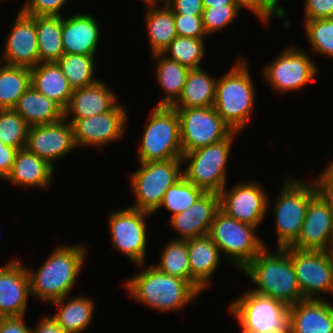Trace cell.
Here are the masks:
<instances>
[{"mask_svg": "<svg viewBox=\"0 0 333 333\" xmlns=\"http://www.w3.org/2000/svg\"><path fill=\"white\" fill-rule=\"evenodd\" d=\"M53 250L37 271L27 268L31 297L47 303L70 294L87 256L84 244L58 245Z\"/></svg>", "mask_w": 333, "mask_h": 333, "instance_id": "cell-1", "label": "cell"}, {"mask_svg": "<svg viewBox=\"0 0 333 333\" xmlns=\"http://www.w3.org/2000/svg\"><path fill=\"white\" fill-rule=\"evenodd\" d=\"M265 247L242 271L257 286L250 289L291 306L304 300L291 261V247Z\"/></svg>", "mask_w": 333, "mask_h": 333, "instance_id": "cell-2", "label": "cell"}, {"mask_svg": "<svg viewBox=\"0 0 333 333\" xmlns=\"http://www.w3.org/2000/svg\"><path fill=\"white\" fill-rule=\"evenodd\" d=\"M123 284L129 297L162 313L182 310L200 294L188 281L165 274L153 264Z\"/></svg>", "mask_w": 333, "mask_h": 333, "instance_id": "cell-3", "label": "cell"}, {"mask_svg": "<svg viewBox=\"0 0 333 333\" xmlns=\"http://www.w3.org/2000/svg\"><path fill=\"white\" fill-rule=\"evenodd\" d=\"M247 60L238 58L217 78L214 108L233 132L240 133L251 120L256 90Z\"/></svg>", "mask_w": 333, "mask_h": 333, "instance_id": "cell-4", "label": "cell"}, {"mask_svg": "<svg viewBox=\"0 0 333 333\" xmlns=\"http://www.w3.org/2000/svg\"><path fill=\"white\" fill-rule=\"evenodd\" d=\"M245 291L227 311L236 318L241 333H289V305L250 289Z\"/></svg>", "mask_w": 333, "mask_h": 333, "instance_id": "cell-5", "label": "cell"}, {"mask_svg": "<svg viewBox=\"0 0 333 333\" xmlns=\"http://www.w3.org/2000/svg\"><path fill=\"white\" fill-rule=\"evenodd\" d=\"M285 178L277 200L272 204L276 223V248L291 246L298 239L310 200L317 194L313 181L306 183L301 179Z\"/></svg>", "mask_w": 333, "mask_h": 333, "instance_id": "cell-6", "label": "cell"}, {"mask_svg": "<svg viewBox=\"0 0 333 333\" xmlns=\"http://www.w3.org/2000/svg\"><path fill=\"white\" fill-rule=\"evenodd\" d=\"M238 132H233L227 139L182 155L183 177L205 192L220 193L226 186V165L231 147Z\"/></svg>", "mask_w": 333, "mask_h": 333, "instance_id": "cell-7", "label": "cell"}, {"mask_svg": "<svg viewBox=\"0 0 333 333\" xmlns=\"http://www.w3.org/2000/svg\"><path fill=\"white\" fill-rule=\"evenodd\" d=\"M181 165V158L140 163L130 176L135 203L129 207L155 214L166 190L183 176Z\"/></svg>", "mask_w": 333, "mask_h": 333, "instance_id": "cell-8", "label": "cell"}, {"mask_svg": "<svg viewBox=\"0 0 333 333\" xmlns=\"http://www.w3.org/2000/svg\"><path fill=\"white\" fill-rule=\"evenodd\" d=\"M142 134L137 154L140 163L182 158L180 119L176 109L155 106Z\"/></svg>", "mask_w": 333, "mask_h": 333, "instance_id": "cell-9", "label": "cell"}, {"mask_svg": "<svg viewBox=\"0 0 333 333\" xmlns=\"http://www.w3.org/2000/svg\"><path fill=\"white\" fill-rule=\"evenodd\" d=\"M256 226L242 223L219 210L210 226L208 235L227 256L243 270L267 245L256 235Z\"/></svg>", "mask_w": 333, "mask_h": 333, "instance_id": "cell-10", "label": "cell"}, {"mask_svg": "<svg viewBox=\"0 0 333 333\" xmlns=\"http://www.w3.org/2000/svg\"><path fill=\"white\" fill-rule=\"evenodd\" d=\"M180 119L183 154L227 139L232 129L214 107L173 108Z\"/></svg>", "mask_w": 333, "mask_h": 333, "instance_id": "cell-11", "label": "cell"}, {"mask_svg": "<svg viewBox=\"0 0 333 333\" xmlns=\"http://www.w3.org/2000/svg\"><path fill=\"white\" fill-rule=\"evenodd\" d=\"M307 52L292 45L286 47L264 67L263 78L279 93L301 89L318 74V65Z\"/></svg>", "mask_w": 333, "mask_h": 333, "instance_id": "cell-12", "label": "cell"}, {"mask_svg": "<svg viewBox=\"0 0 333 333\" xmlns=\"http://www.w3.org/2000/svg\"><path fill=\"white\" fill-rule=\"evenodd\" d=\"M151 213L127 207L110 213L109 232L113 249L127 256L139 268H143L146 259V218Z\"/></svg>", "mask_w": 333, "mask_h": 333, "instance_id": "cell-13", "label": "cell"}, {"mask_svg": "<svg viewBox=\"0 0 333 333\" xmlns=\"http://www.w3.org/2000/svg\"><path fill=\"white\" fill-rule=\"evenodd\" d=\"M291 261L304 299L333 296L332 251L300 250L291 247Z\"/></svg>", "mask_w": 333, "mask_h": 333, "instance_id": "cell-14", "label": "cell"}, {"mask_svg": "<svg viewBox=\"0 0 333 333\" xmlns=\"http://www.w3.org/2000/svg\"><path fill=\"white\" fill-rule=\"evenodd\" d=\"M267 194L262 185L254 181L239 182L229 191L225 186L219 193L220 210L258 229L267 211L270 210L271 202Z\"/></svg>", "mask_w": 333, "mask_h": 333, "instance_id": "cell-15", "label": "cell"}, {"mask_svg": "<svg viewBox=\"0 0 333 333\" xmlns=\"http://www.w3.org/2000/svg\"><path fill=\"white\" fill-rule=\"evenodd\" d=\"M125 109L118 103L106 113L76 119L72 123L76 147L96 146L100 149L107 143L122 139L128 122Z\"/></svg>", "mask_w": 333, "mask_h": 333, "instance_id": "cell-16", "label": "cell"}, {"mask_svg": "<svg viewBox=\"0 0 333 333\" xmlns=\"http://www.w3.org/2000/svg\"><path fill=\"white\" fill-rule=\"evenodd\" d=\"M72 124L62 120L44 125L31 126L28 129L25 148L39 158L45 159L52 166L75 149Z\"/></svg>", "mask_w": 333, "mask_h": 333, "instance_id": "cell-17", "label": "cell"}, {"mask_svg": "<svg viewBox=\"0 0 333 333\" xmlns=\"http://www.w3.org/2000/svg\"><path fill=\"white\" fill-rule=\"evenodd\" d=\"M290 247L300 250H333V216L330 206L319 194L310 200L300 236Z\"/></svg>", "mask_w": 333, "mask_h": 333, "instance_id": "cell-18", "label": "cell"}, {"mask_svg": "<svg viewBox=\"0 0 333 333\" xmlns=\"http://www.w3.org/2000/svg\"><path fill=\"white\" fill-rule=\"evenodd\" d=\"M4 46L1 63L30 69L40 63L35 16L19 10Z\"/></svg>", "mask_w": 333, "mask_h": 333, "instance_id": "cell-19", "label": "cell"}, {"mask_svg": "<svg viewBox=\"0 0 333 333\" xmlns=\"http://www.w3.org/2000/svg\"><path fill=\"white\" fill-rule=\"evenodd\" d=\"M18 258L0 266V317L25 316L30 298L27 266Z\"/></svg>", "mask_w": 333, "mask_h": 333, "instance_id": "cell-20", "label": "cell"}, {"mask_svg": "<svg viewBox=\"0 0 333 333\" xmlns=\"http://www.w3.org/2000/svg\"><path fill=\"white\" fill-rule=\"evenodd\" d=\"M219 210V194L205 192L193 205L170 217L171 227L178 232L174 239L188 240L208 235Z\"/></svg>", "mask_w": 333, "mask_h": 333, "instance_id": "cell-21", "label": "cell"}, {"mask_svg": "<svg viewBox=\"0 0 333 333\" xmlns=\"http://www.w3.org/2000/svg\"><path fill=\"white\" fill-rule=\"evenodd\" d=\"M118 98L106 82L99 79L96 83L73 89L68 106L64 109V118L72 124L76 119L100 115L111 111ZM72 115V116H71Z\"/></svg>", "mask_w": 333, "mask_h": 333, "instance_id": "cell-22", "label": "cell"}, {"mask_svg": "<svg viewBox=\"0 0 333 333\" xmlns=\"http://www.w3.org/2000/svg\"><path fill=\"white\" fill-rule=\"evenodd\" d=\"M99 23L90 13L62 16V42L64 54L95 55L100 42Z\"/></svg>", "mask_w": 333, "mask_h": 333, "instance_id": "cell-23", "label": "cell"}, {"mask_svg": "<svg viewBox=\"0 0 333 333\" xmlns=\"http://www.w3.org/2000/svg\"><path fill=\"white\" fill-rule=\"evenodd\" d=\"M191 285L201 294L219 267L221 252L209 235L187 240Z\"/></svg>", "mask_w": 333, "mask_h": 333, "instance_id": "cell-24", "label": "cell"}, {"mask_svg": "<svg viewBox=\"0 0 333 333\" xmlns=\"http://www.w3.org/2000/svg\"><path fill=\"white\" fill-rule=\"evenodd\" d=\"M289 333H333L330 302L304 299L289 309Z\"/></svg>", "mask_w": 333, "mask_h": 333, "instance_id": "cell-25", "label": "cell"}, {"mask_svg": "<svg viewBox=\"0 0 333 333\" xmlns=\"http://www.w3.org/2000/svg\"><path fill=\"white\" fill-rule=\"evenodd\" d=\"M54 172L48 161L23 148L18 149L6 180L16 187L48 189Z\"/></svg>", "mask_w": 333, "mask_h": 333, "instance_id": "cell-26", "label": "cell"}, {"mask_svg": "<svg viewBox=\"0 0 333 333\" xmlns=\"http://www.w3.org/2000/svg\"><path fill=\"white\" fill-rule=\"evenodd\" d=\"M31 86L63 109L68 106L73 92L57 62H40L31 68Z\"/></svg>", "mask_w": 333, "mask_h": 333, "instance_id": "cell-27", "label": "cell"}, {"mask_svg": "<svg viewBox=\"0 0 333 333\" xmlns=\"http://www.w3.org/2000/svg\"><path fill=\"white\" fill-rule=\"evenodd\" d=\"M13 109L21 115L29 127L55 123L64 118V109L31 85Z\"/></svg>", "mask_w": 333, "mask_h": 333, "instance_id": "cell-28", "label": "cell"}, {"mask_svg": "<svg viewBox=\"0 0 333 333\" xmlns=\"http://www.w3.org/2000/svg\"><path fill=\"white\" fill-rule=\"evenodd\" d=\"M67 296L51 305L58 310L51 317L67 333H83L90 326L94 314V301L84 295H77L66 302Z\"/></svg>", "mask_w": 333, "mask_h": 333, "instance_id": "cell-29", "label": "cell"}, {"mask_svg": "<svg viewBox=\"0 0 333 333\" xmlns=\"http://www.w3.org/2000/svg\"><path fill=\"white\" fill-rule=\"evenodd\" d=\"M144 3L148 6L145 13V22L151 44V55L162 53L177 36L174 13L165 1L163 2L164 5H161L163 7L157 5L158 1Z\"/></svg>", "mask_w": 333, "mask_h": 333, "instance_id": "cell-30", "label": "cell"}, {"mask_svg": "<svg viewBox=\"0 0 333 333\" xmlns=\"http://www.w3.org/2000/svg\"><path fill=\"white\" fill-rule=\"evenodd\" d=\"M217 79L202 67L190 69L185 85L172 108L214 107Z\"/></svg>", "mask_w": 333, "mask_h": 333, "instance_id": "cell-31", "label": "cell"}, {"mask_svg": "<svg viewBox=\"0 0 333 333\" xmlns=\"http://www.w3.org/2000/svg\"><path fill=\"white\" fill-rule=\"evenodd\" d=\"M152 57L158 59L156 60L158 61L156 62L157 83L164 92L162 100L156 106L171 107L180 97L190 69L161 53L152 54Z\"/></svg>", "mask_w": 333, "mask_h": 333, "instance_id": "cell-32", "label": "cell"}, {"mask_svg": "<svg viewBox=\"0 0 333 333\" xmlns=\"http://www.w3.org/2000/svg\"><path fill=\"white\" fill-rule=\"evenodd\" d=\"M40 62H57L64 54L62 42V15L35 16Z\"/></svg>", "mask_w": 333, "mask_h": 333, "instance_id": "cell-33", "label": "cell"}, {"mask_svg": "<svg viewBox=\"0 0 333 333\" xmlns=\"http://www.w3.org/2000/svg\"><path fill=\"white\" fill-rule=\"evenodd\" d=\"M1 64V62H0ZM31 85V69L8 64L0 65V110L13 109Z\"/></svg>", "mask_w": 333, "mask_h": 333, "instance_id": "cell-34", "label": "cell"}, {"mask_svg": "<svg viewBox=\"0 0 333 333\" xmlns=\"http://www.w3.org/2000/svg\"><path fill=\"white\" fill-rule=\"evenodd\" d=\"M95 55L63 54L57 61L69 85L73 88H81L96 83Z\"/></svg>", "mask_w": 333, "mask_h": 333, "instance_id": "cell-35", "label": "cell"}, {"mask_svg": "<svg viewBox=\"0 0 333 333\" xmlns=\"http://www.w3.org/2000/svg\"><path fill=\"white\" fill-rule=\"evenodd\" d=\"M160 254L159 263L153 266L165 274L182 278L191 284L187 240L172 239Z\"/></svg>", "mask_w": 333, "mask_h": 333, "instance_id": "cell-36", "label": "cell"}, {"mask_svg": "<svg viewBox=\"0 0 333 333\" xmlns=\"http://www.w3.org/2000/svg\"><path fill=\"white\" fill-rule=\"evenodd\" d=\"M204 39L176 36L161 53L189 69L200 68L205 54Z\"/></svg>", "mask_w": 333, "mask_h": 333, "instance_id": "cell-37", "label": "cell"}, {"mask_svg": "<svg viewBox=\"0 0 333 333\" xmlns=\"http://www.w3.org/2000/svg\"><path fill=\"white\" fill-rule=\"evenodd\" d=\"M204 193L203 189L196 187L182 176L166 190L160 207H165L174 216L193 205Z\"/></svg>", "mask_w": 333, "mask_h": 333, "instance_id": "cell-38", "label": "cell"}, {"mask_svg": "<svg viewBox=\"0 0 333 333\" xmlns=\"http://www.w3.org/2000/svg\"><path fill=\"white\" fill-rule=\"evenodd\" d=\"M29 126L14 109L0 110V140L8 146L23 149Z\"/></svg>", "mask_w": 333, "mask_h": 333, "instance_id": "cell-39", "label": "cell"}, {"mask_svg": "<svg viewBox=\"0 0 333 333\" xmlns=\"http://www.w3.org/2000/svg\"><path fill=\"white\" fill-rule=\"evenodd\" d=\"M312 51L333 58V18L304 21Z\"/></svg>", "mask_w": 333, "mask_h": 333, "instance_id": "cell-40", "label": "cell"}, {"mask_svg": "<svg viewBox=\"0 0 333 333\" xmlns=\"http://www.w3.org/2000/svg\"><path fill=\"white\" fill-rule=\"evenodd\" d=\"M240 5H223L213 8H204L202 13V21L206 34L209 36L212 33L221 31L229 24L238 18Z\"/></svg>", "mask_w": 333, "mask_h": 333, "instance_id": "cell-41", "label": "cell"}, {"mask_svg": "<svg viewBox=\"0 0 333 333\" xmlns=\"http://www.w3.org/2000/svg\"><path fill=\"white\" fill-rule=\"evenodd\" d=\"M242 8H247L249 11H252L257 18L262 22H269L272 16L277 18H284L285 28L291 26L290 21L285 19L286 11L284 7L279 5L280 0H234Z\"/></svg>", "mask_w": 333, "mask_h": 333, "instance_id": "cell-42", "label": "cell"}, {"mask_svg": "<svg viewBox=\"0 0 333 333\" xmlns=\"http://www.w3.org/2000/svg\"><path fill=\"white\" fill-rule=\"evenodd\" d=\"M68 0H27L20 11L28 16H61Z\"/></svg>", "mask_w": 333, "mask_h": 333, "instance_id": "cell-43", "label": "cell"}, {"mask_svg": "<svg viewBox=\"0 0 333 333\" xmlns=\"http://www.w3.org/2000/svg\"><path fill=\"white\" fill-rule=\"evenodd\" d=\"M177 36L186 38L205 39L202 16L174 15Z\"/></svg>", "mask_w": 333, "mask_h": 333, "instance_id": "cell-44", "label": "cell"}, {"mask_svg": "<svg viewBox=\"0 0 333 333\" xmlns=\"http://www.w3.org/2000/svg\"><path fill=\"white\" fill-rule=\"evenodd\" d=\"M304 21L333 18V0H305Z\"/></svg>", "mask_w": 333, "mask_h": 333, "instance_id": "cell-45", "label": "cell"}, {"mask_svg": "<svg viewBox=\"0 0 333 333\" xmlns=\"http://www.w3.org/2000/svg\"><path fill=\"white\" fill-rule=\"evenodd\" d=\"M314 184L317 194L328 203L333 216V161L330 162L317 179L315 178Z\"/></svg>", "mask_w": 333, "mask_h": 333, "instance_id": "cell-46", "label": "cell"}, {"mask_svg": "<svg viewBox=\"0 0 333 333\" xmlns=\"http://www.w3.org/2000/svg\"><path fill=\"white\" fill-rule=\"evenodd\" d=\"M172 9L174 15L202 16V0H163Z\"/></svg>", "mask_w": 333, "mask_h": 333, "instance_id": "cell-47", "label": "cell"}, {"mask_svg": "<svg viewBox=\"0 0 333 333\" xmlns=\"http://www.w3.org/2000/svg\"><path fill=\"white\" fill-rule=\"evenodd\" d=\"M0 333H33L21 317H0Z\"/></svg>", "mask_w": 333, "mask_h": 333, "instance_id": "cell-48", "label": "cell"}, {"mask_svg": "<svg viewBox=\"0 0 333 333\" xmlns=\"http://www.w3.org/2000/svg\"><path fill=\"white\" fill-rule=\"evenodd\" d=\"M18 149L5 145L0 140V178L6 180Z\"/></svg>", "mask_w": 333, "mask_h": 333, "instance_id": "cell-49", "label": "cell"}, {"mask_svg": "<svg viewBox=\"0 0 333 333\" xmlns=\"http://www.w3.org/2000/svg\"><path fill=\"white\" fill-rule=\"evenodd\" d=\"M34 327L33 333H67L50 315L43 316Z\"/></svg>", "mask_w": 333, "mask_h": 333, "instance_id": "cell-50", "label": "cell"}, {"mask_svg": "<svg viewBox=\"0 0 333 333\" xmlns=\"http://www.w3.org/2000/svg\"><path fill=\"white\" fill-rule=\"evenodd\" d=\"M204 8H215L223 5H239L234 0H202Z\"/></svg>", "mask_w": 333, "mask_h": 333, "instance_id": "cell-51", "label": "cell"}, {"mask_svg": "<svg viewBox=\"0 0 333 333\" xmlns=\"http://www.w3.org/2000/svg\"><path fill=\"white\" fill-rule=\"evenodd\" d=\"M142 2H148V1H163V0H141Z\"/></svg>", "mask_w": 333, "mask_h": 333, "instance_id": "cell-52", "label": "cell"}, {"mask_svg": "<svg viewBox=\"0 0 333 333\" xmlns=\"http://www.w3.org/2000/svg\"><path fill=\"white\" fill-rule=\"evenodd\" d=\"M330 309H331V312H332V315H333V304H330Z\"/></svg>", "mask_w": 333, "mask_h": 333, "instance_id": "cell-53", "label": "cell"}]
</instances>
